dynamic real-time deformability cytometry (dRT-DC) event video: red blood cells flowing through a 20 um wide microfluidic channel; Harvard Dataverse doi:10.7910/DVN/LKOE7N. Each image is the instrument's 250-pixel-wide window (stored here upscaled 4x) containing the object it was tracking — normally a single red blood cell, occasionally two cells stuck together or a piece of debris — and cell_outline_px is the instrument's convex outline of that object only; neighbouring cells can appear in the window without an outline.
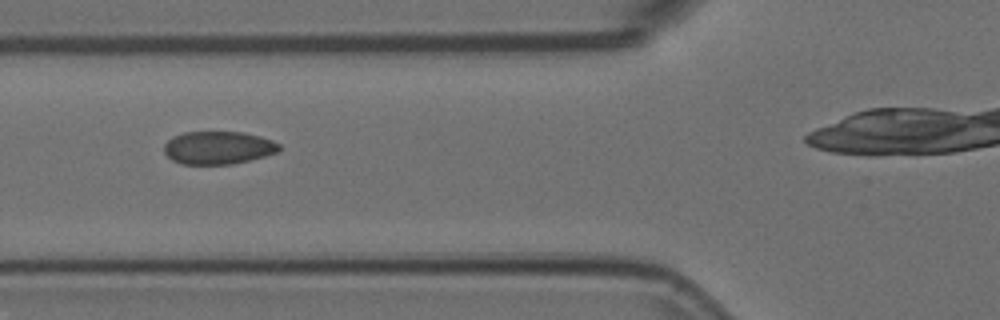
{"species": "Egyptian fruit bat (a non-hibernating species)", "species_latin": "Rousettus aegyptiacus", "temperature_condition": "room temperature", "stored_images_in_passage": 9, "camera_frame_rate_fps": 3000, "um_per_image_px": 0.085, "animal": {"sex": "female"}, "frame": {"image": 1, "passage_image": 7, "time_ms": 2.0, "image_size_px": [1000, 320], "cell_outline_px": [[280, 148], [276, 152], [264, 156], [232, 164], [180, 164], [172, 160], [164, 152], [164, 144], [172, 136], [184, 132], [244, 132], [260, 136], [272, 140], [280, 144]], "centroid_in_image_um": [18.52, 12.55], "position_along_channel_um": 107.3, "area_um2": 22.08}}
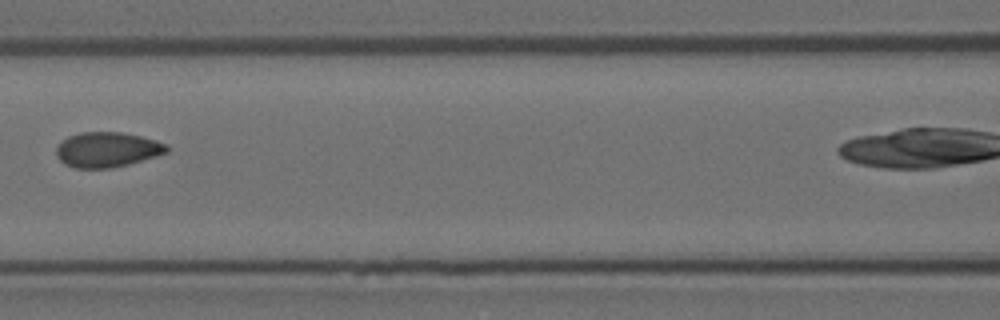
{"frame": {"image": 2, "passage_image": 8, "time_ms": 2.333, "image_size_px": [1000, 320], "cell_outline_px": [[168, 152], [156, 156], [128, 164], [112, 168], [76, 168], [64, 164], [56, 156], [56, 148], [68, 136], [80, 132], [120, 132], [140, 136], [156, 140], [168, 144]], "centroid_in_image_um": [9.11, 12.72], "position_along_channel_um": 157.5, "area_um2": 22.54}}
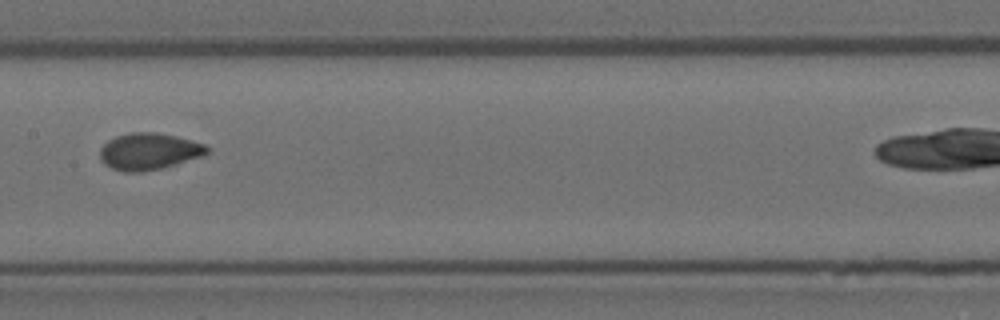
{"frame": {"image": 3, "passage_image": 9, "time_ms": 2.667, "image_size_px": [1000, 320], "cell_outline_px": [[212, 152], [204, 156], [160, 168], [140, 172], [124, 172], [112, 168], [104, 164], [100, 160], [100, 148], [108, 140], [116, 136], [132, 132], [156, 132], [176, 136], [204, 144], [212, 148]], "centroid_in_image_um": [12.69, 12.86], "position_along_channel_um": 194.7, "area_um2": 23.06}}